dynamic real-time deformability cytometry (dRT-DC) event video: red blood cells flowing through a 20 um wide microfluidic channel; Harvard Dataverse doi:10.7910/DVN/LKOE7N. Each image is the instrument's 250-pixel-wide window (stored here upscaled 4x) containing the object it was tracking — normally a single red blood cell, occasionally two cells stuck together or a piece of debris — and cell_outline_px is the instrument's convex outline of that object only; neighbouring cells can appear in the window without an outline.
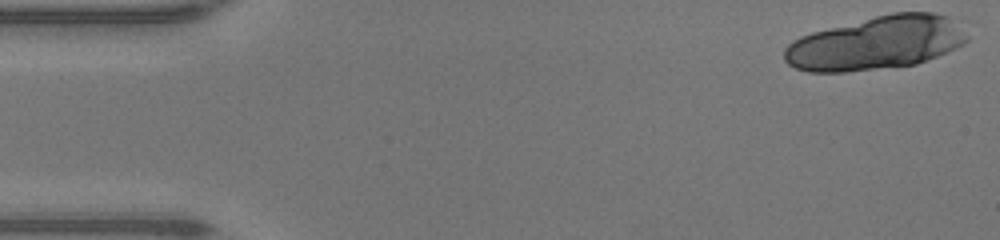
{"species": "human", "species_latin": "Homo sapiens", "temperature_condition": "warm", "stored_images_in_passage": 15, "camera_frame_rate_fps": 3000, "um_per_image_px": 0.085, "donor": {"sex": "male"}, "frame": {"image": 1, "passage_image": 1, "time_ms": 0.0, "image_size_px": [1000, 240], "cell_outline_px": [[968, 40], [964, 44], [956, 48], [916, 64], [844, 72], [808, 72], [796, 68], [788, 64], [784, 60], [784, 48], [792, 40], [800, 36], [812, 32], [892, 12], [932, 12], [948, 16], [956, 20], [960, 24], [968, 36]], "centroid_in_image_um": [74.48, 3.65], "position_along_channel_um": 10.5, "area_um2": 56.93}}